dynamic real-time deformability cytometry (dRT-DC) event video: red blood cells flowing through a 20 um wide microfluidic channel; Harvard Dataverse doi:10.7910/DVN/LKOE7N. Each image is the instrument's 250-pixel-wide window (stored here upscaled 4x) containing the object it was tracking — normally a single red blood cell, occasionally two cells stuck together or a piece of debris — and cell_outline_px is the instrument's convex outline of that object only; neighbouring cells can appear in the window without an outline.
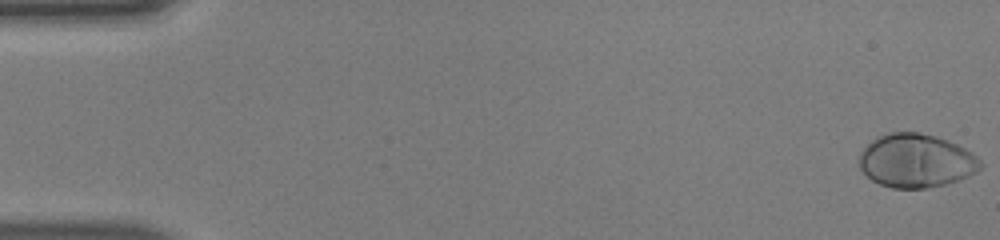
{"species": "human", "species_latin": "Homo sapiens", "temperature_condition": "warm", "stored_images_in_passage": 50, "camera_frame_rate_fps": 3000, "um_per_image_px": 0.085, "donor": {"sex": "male"}, "frame": {"image": 1, "passage_image": 1, "time_ms": 0.0, "image_size_px": [1000, 240], "cell_outline_px": [[984, 164], [976, 172], [968, 176], [944, 184], [928, 188], [892, 188], [880, 184], [872, 180], [860, 168], [860, 152], [876, 136], [888, 132], [920, 132], [936, 136], [956, 144], [972, 152]], "centroid_in_image_um": [77.87, 13.65], "position_along_channel_um": 7.1, "area_um2": 37.8}}
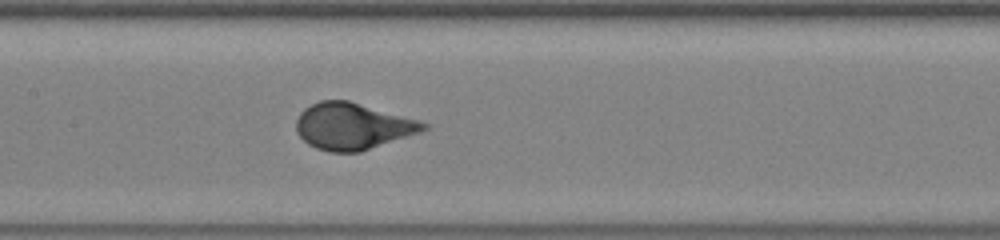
{"frame": {"image": 2, "passage_image": 25, "time_ms": 8.0, "image_size_px": [1000, 240], "cell_outline_px": [[428, 128], [420, 132], [360, 152], [328, 152], [316, 148], [308, 144], [296, 132], [296, 120], [300, 112], [304, 108], [320, 100], [348, 100], [420, 120], [428, 124]], "centroid_in_image_um": [29.96, 10.73], "position_along_channel_um": 177.4, "area_um2": 34.56}}
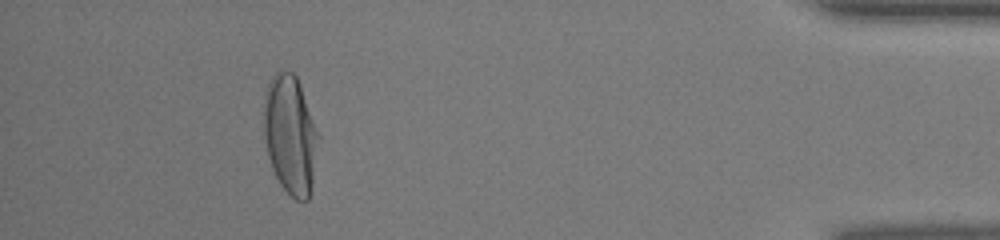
{"frame": {"image": 3, "passage_image": 46, "time_ms": 15.0, "image_size_px": [1000, 240], "cell_outline_px": [[320, 140], [312, 184], [308, 200], [296, 200], [280, 184], [272, 168], [268, 156], [264, 140], [264, 96], [268, 84], [272, 76], [280, 68], [292, 72], [296, 76], [300, 84], [320, 132]], "centroid_in_image_um": [24.7, 11.41], "position_along_channel_um": 410.5, "area_um2": 38.38}, "authors_computed_cell_mechanics": {"area_um2": 35.4314, "velocity_mm_per_s": 4.1516, "shape_relaxation_time_tau1_ms": 2.8191, "shape_relaxation_time_tau2_ms": null, "deformation_change_tau1": 0.2198, "deformation_change_tau2": null}}